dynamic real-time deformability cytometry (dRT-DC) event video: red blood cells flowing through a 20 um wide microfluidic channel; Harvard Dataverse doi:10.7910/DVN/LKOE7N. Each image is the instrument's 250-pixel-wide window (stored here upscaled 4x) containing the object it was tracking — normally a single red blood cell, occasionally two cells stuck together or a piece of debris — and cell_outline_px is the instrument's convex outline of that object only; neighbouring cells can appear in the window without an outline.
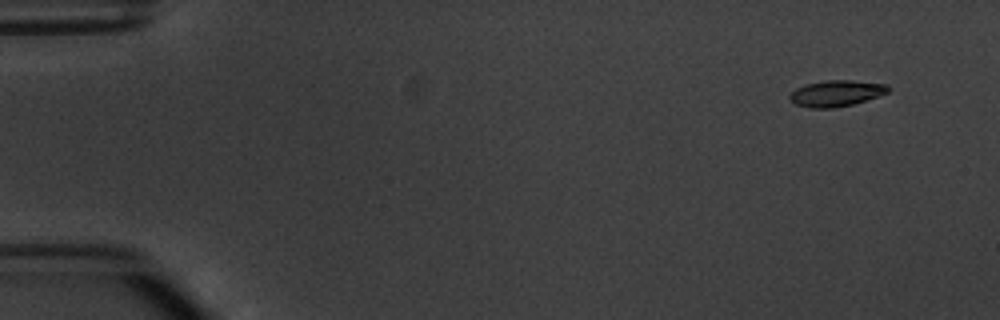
{"species": "common noctule bat (a hibernating species)", "species_latin": "Nyctalus noctula", "temperature_condition": "warm", "stored_images_in_passage": 6, "camera_frame_rate_fps": 3000, "um_per_image_px": 0.085, "animal": {"sex": "male", "body_mass_g": 20.1, "forearm_length_mm": 53.5}, "frame": {"image": 1, "passage_image": 2, "time_ms": 1.333, "image_size_px": [1000, 320], "cell_outline_px": [[892, 88], [888, 92], [852, 104], [832, 108], [812, 108], [796, 104], [788, 96], [796, 88], [804, 84], [824, 80], [852, 80], [888, 84]], "centroid_in_image_um": [71.09, 7.91], "position_along_channel_um": 13.9, "area_um2": 14.91}}